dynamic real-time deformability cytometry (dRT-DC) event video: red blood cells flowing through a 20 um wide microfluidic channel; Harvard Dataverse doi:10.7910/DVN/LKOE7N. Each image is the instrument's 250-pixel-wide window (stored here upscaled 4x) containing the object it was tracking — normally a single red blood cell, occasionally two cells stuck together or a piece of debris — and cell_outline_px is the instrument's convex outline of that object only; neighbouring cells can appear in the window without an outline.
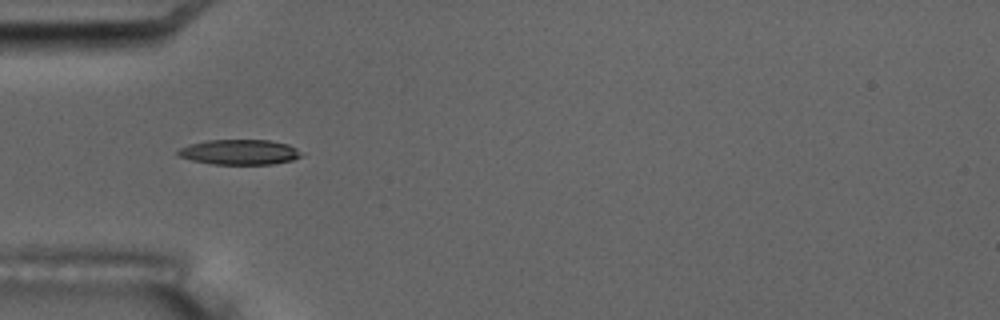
{"species": "common noctule bat (a hibernating species)", "species_latin": "Nyctalus noctula", "temperature_condition": "room temperature", "stored_images_in_passage": 7, "camera_frame_rate_fps": 3000, "um_per_image_px": 0.085, "animal": {"sex": "male", "body_mass_g": 17.5, "forearm_length_mm": 52.3}, "frame": {"image": 1, "passage_image": 5, "time_ms": 5.0, "image_size_px": [1000, 320], "cell_outline_px": [[304, 156], [292, 160], [272, 164], [212, 164], [192, 160], [180, 156], [176, 152], [180, 148], [188, 144], [208, 140], [268, 140], [288, 144], [296, 148]], "centroid_in_image_um": [20.37, 12.92], "position_along_channel_um": 64.6, "area_um2": 18.03}}